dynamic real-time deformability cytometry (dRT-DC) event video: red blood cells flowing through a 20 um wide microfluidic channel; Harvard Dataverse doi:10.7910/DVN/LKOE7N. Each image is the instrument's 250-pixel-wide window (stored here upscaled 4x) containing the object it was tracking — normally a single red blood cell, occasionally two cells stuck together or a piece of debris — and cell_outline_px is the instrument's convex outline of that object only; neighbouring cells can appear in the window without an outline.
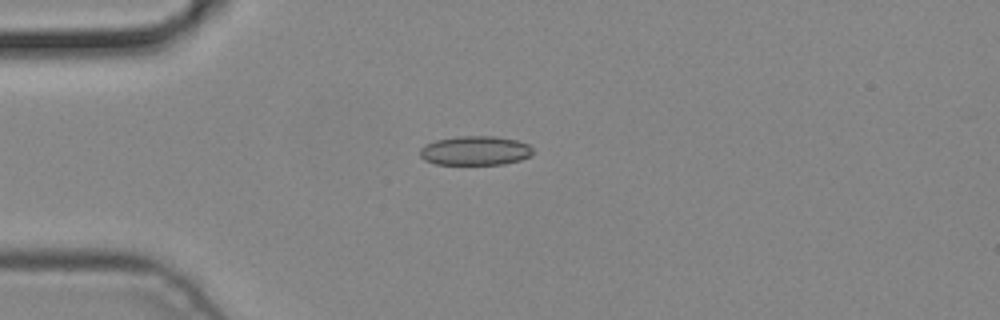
{"species": "common noctule bat (a hibernating species)", "species_latin": "Nyctalus noctula", "temperature_condition": "cold", "stored_images_in_passage": 2, "camera_frame_rate_fps": 3000, "um_per_image_px": 0.085, "animal": {"sex": "male", "body_mass_g": 19.2, "forearm_length_mm": 51.8}, "frame": {"image": 1, "passage_image": 1, "time_ms": 0.0, "image_size_px": [1000, 320], "cell_outline_px": [[532, 156], [520, 160], [504, 164], [436, 164], [424, 160], [420, 156], [420, 148], [424, 144], [436, 140], [456, 136], [492, 136], [516, 140], [528, 144], [532, 148]], "centroid_in_image_um": [40.38, 12.8], "position_along_channel_um": 44.6, "area_um2": 19.31}}